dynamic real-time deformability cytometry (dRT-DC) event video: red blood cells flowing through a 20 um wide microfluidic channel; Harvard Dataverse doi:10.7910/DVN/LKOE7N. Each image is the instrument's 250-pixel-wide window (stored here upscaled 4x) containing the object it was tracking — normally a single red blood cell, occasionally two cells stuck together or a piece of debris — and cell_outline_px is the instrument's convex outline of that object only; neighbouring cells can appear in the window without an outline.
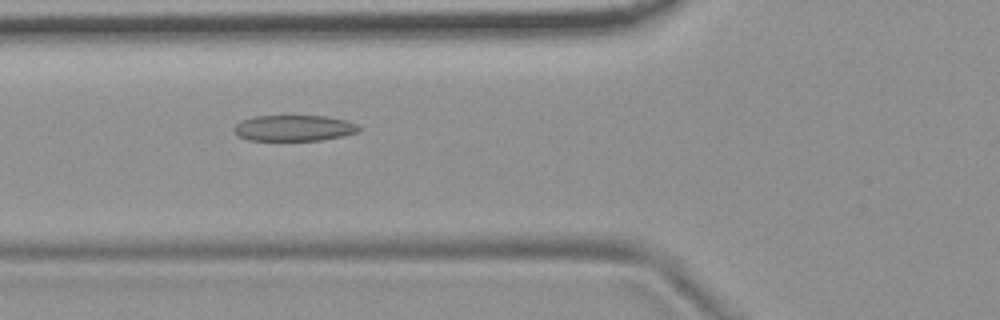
{"species": "common noctule bat (a hibernating species)", "species_latin": "Nyctalus noctula", "temperature_condition": "room temperature", "stored_images_in_passage": 7, "camera_frame_rate_fps": 3000, "um_per_image_px": 0.085, "animal": {"sex": "female", "body_mass_g": 19.9}, "frame": {"image": 1, "passage_image": 5, "time_ms": 1.333, "image_size_px": [1000, 320], "cell_outline_px": [[360, 132], [344, 136], [320, 140], [248, 140], [236, 136], [232, 128], [240, 120], [256, 116], [328, 116], [344, 120], [356, 124], [360, 128]], "centroid_in_image_um": [24.96, 10.89], "position_along_channel_um": 100.8, "area_um2": 19.02}}
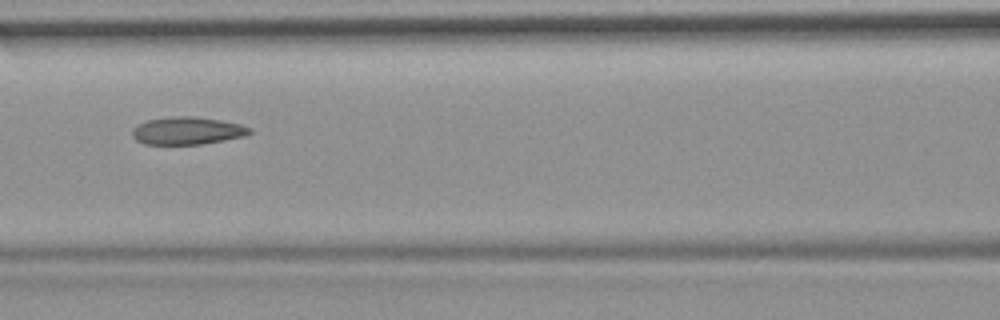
{"frame": {"image": 2, "passage_image": 6, "time_ms": 1.667, "image_size_px": [1000, 320], "cell_outline_px": [[252, 132], [244, 136], [224, 140], [200, 144], [144, 144], [136, 140], [132, 136], [132, 132], [140, 124], [148, 120], [168, 116], [192, 116], [220, 120], [240, 124], [252, 128]], "centroid_in_image_um": [15.94, 11.11], "position_along_channel_um": 150.7, "area_um2": 18.73}}